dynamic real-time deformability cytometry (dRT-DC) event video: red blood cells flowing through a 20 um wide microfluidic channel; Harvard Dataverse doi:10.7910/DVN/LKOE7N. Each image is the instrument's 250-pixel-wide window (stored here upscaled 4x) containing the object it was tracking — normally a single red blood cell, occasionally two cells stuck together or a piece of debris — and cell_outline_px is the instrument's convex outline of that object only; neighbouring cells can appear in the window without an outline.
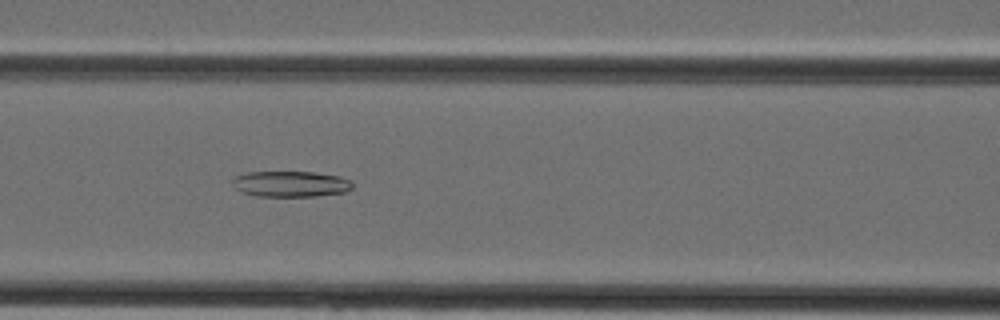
{"species": "Egyptian fruit bat (a non-hibernating species)", "species_latin": "Rousettus aegyptiacus", "temperature_condition": "cold", "stored_images_in_passage": 39, "camera_frame_rate_fps": 3000, "um_per_image_px": 0.085, "animal": {"sex": "female"}, "frame": {"image": 1, "passage_image": 17, "time_ms": 5.333, "image_size_px": [1000, 320], "cell_outline_px": [[352, 188], [348, 192], [316, 196], [256, 196], [244, 192], [236, 188], [232, 184], [232, 180], [236, 176], [248, 172], [312, 172], [340, 176], [352, 180]], "centroid_in_image_um": [24.76, 15.63], "position_along_channel_um": 141.8, "area_um2": 18.09}}
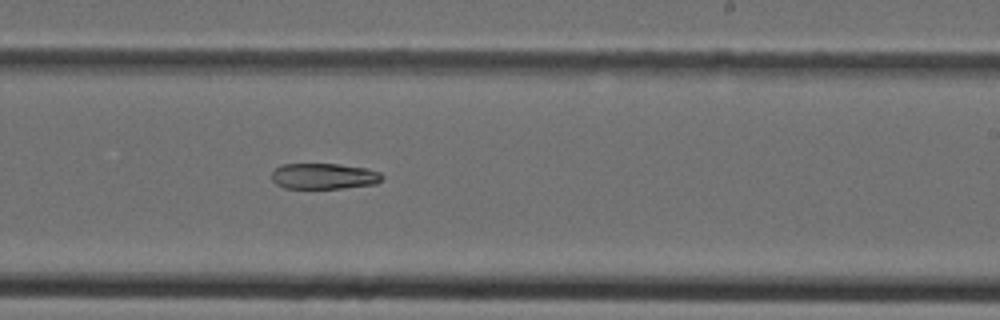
{"frame": {"image": 2, "passage_image": 24, "time_ms": 7.667, "image_size_px": [1000, 320], "cell_outline_px": [[384, 176], [376, 184], [344, 188], [284, 188], [276, 184], [272, 180], [272, 172], [280, 164], [336, 164], [368, 168], [380, 172]], "centroid_in_image_um": [27.54, 14.97], "position_along_channel_um": 261.5, "area_um2": 16.7}}
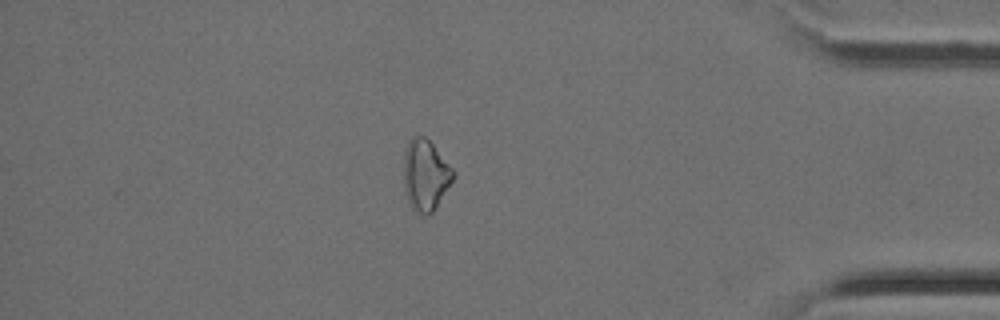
{"frame": {"image": 3, "passage_image": 34, "time_ms": 11.0, "image_size_px": [1000, 320], "cell_outline_px": [[456, 176], [432, 212], [428, 216], [424, 216], [416, 212], [408, 204], [404, 192], [404, 152], [408, 140], [412, 136], [424, 136], [432, 144], [456, 172]], "centroid_in_image_um": [36.15, 14.9], "position_along_channel_um": 399.1, "area_um2": 20.69}}